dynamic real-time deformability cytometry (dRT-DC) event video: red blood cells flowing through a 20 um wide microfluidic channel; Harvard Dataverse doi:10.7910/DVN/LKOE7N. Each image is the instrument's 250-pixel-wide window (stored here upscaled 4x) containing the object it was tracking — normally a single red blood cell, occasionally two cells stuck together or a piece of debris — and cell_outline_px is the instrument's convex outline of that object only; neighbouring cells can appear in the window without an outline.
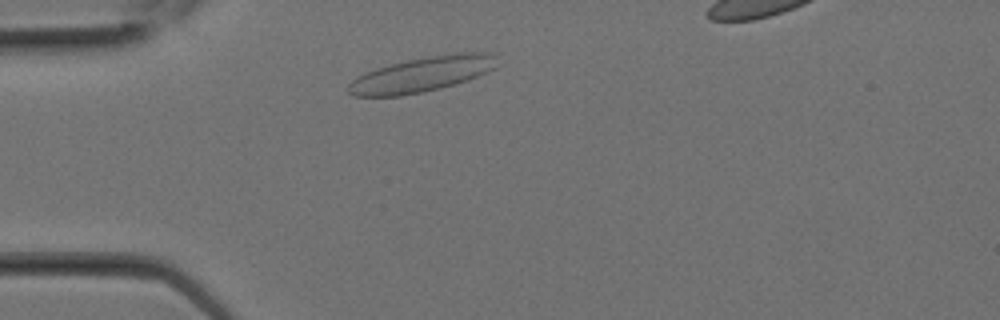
{"species": "Egyptian fruit bat (a non-hibernating species)", "species_latin": "Rousettus aegyptiacus", "temperature_condition": "room temperature", "stored_images_in_passage": 6, "camera_frame_rate_fps": 3000, "um_per_image_px": 0.085, "animal": {"sex": "female"}, "frame": {"image": 1, "passage_image": 2, "time_ms": 0.333, "image_size_px": [1000, 320], "cell_outline_px": [[496, 68], [476, 76], [440, 88], [400, 96], [352, 96], [348, 92], [348, 84], [352, 80], [376, 68], [408, 60], [428, 56], [460, 52], [488, 52], [492, 56]], "centroid_in_image_um": [35.82, 6.32], "position_along_channel_um": 49.2, "area_um2": 29.59}}
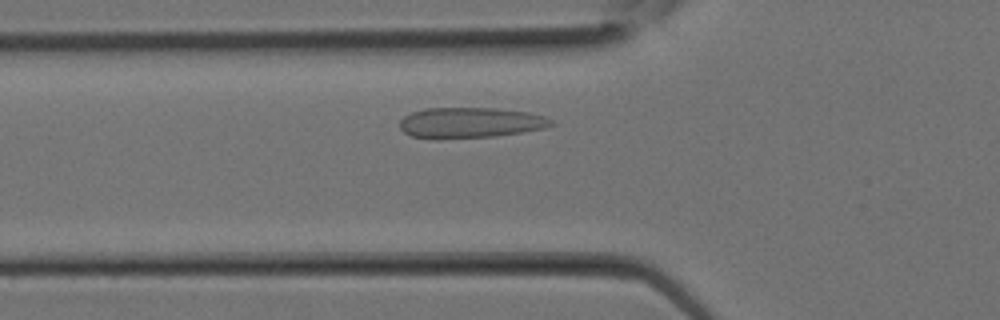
{"frame": {"image": 2, "passage_image": 4, "time_ms": 1.0, "image_size_px": [1000, 320], "cell_outline_px": [[556, 124], [544, 128], [496, 136], [412, 136], [404, 132], [400, 128], [400, 120], [404, 116], [412, 112], [424, 108], [496, 108], [528, 112], [544, 116], [552, 120]], "centroid_in_image_um": [40.03, 10.38], "position_along_channel_um": 85.8, "area_um2": 26.07}}
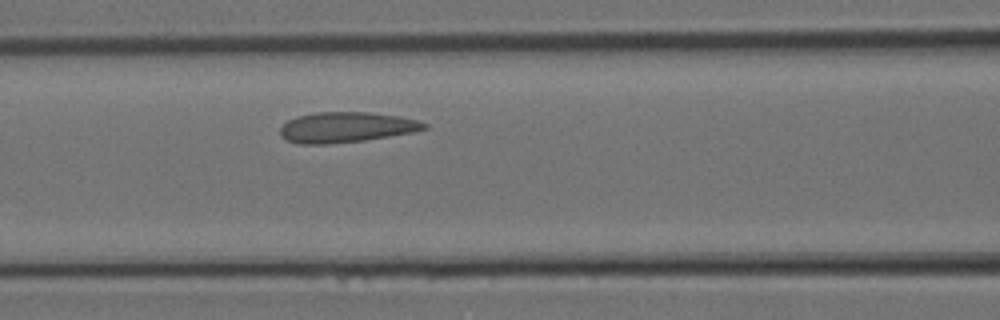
{"frame": {"image": 3, "passage_image": 6, "time_ms": 1.667, "image_size_px": [1000, 320], "cell_outline_px": [[428, 128], [412, 132], [364, 140], [328, 144], [300, 144], [288, 140], [280, 136], [280, 128], [288, 120], [296, 116], [316, 112], [368, 112], [400, 116], [416, 120], [428, 124]], "centroid_in_image_um": [29.4, 10.81], "position_along_channel_um": 137.2, "area_um2": 25.43}}